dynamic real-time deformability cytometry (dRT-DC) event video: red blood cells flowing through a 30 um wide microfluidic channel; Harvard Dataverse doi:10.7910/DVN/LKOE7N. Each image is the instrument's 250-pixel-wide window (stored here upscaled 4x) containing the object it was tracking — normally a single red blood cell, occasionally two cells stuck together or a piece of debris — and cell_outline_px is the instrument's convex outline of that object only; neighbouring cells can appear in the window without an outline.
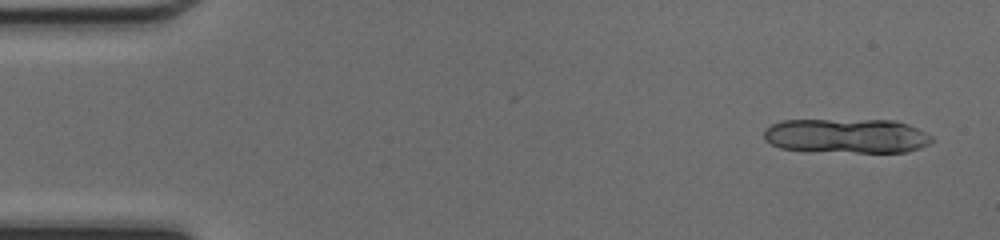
{"species": "common noctule bat (a hibernating species)", "species_latin": "Nyctalus noctula", "temperature_condition": "cold", "stored_images_in_passage": 10, "camera_frame_rate_fps": 3000, "um_per_image_px": 0.085, "animal": {"sex": "female", "body_mass_g": 17.0, "forearm_length_mm": 48.0}, "frame": {"image": 1, "passage_image": 1, "time_ms": 0.0, "image_size_px": [1000, 240], "cell_outline_px": [[932, 140], [928, 144], [920, 148], [904, 152], [856, 152], [780, 148], [764, 140], [764, 128], [772, 124], [784, 120], [896, 120], [908, 124], [932, 136]], "centroid_in_image_um": [71.96, 11.53], "position_along_channel_um": 13.0, "area_um2": 33.52}}